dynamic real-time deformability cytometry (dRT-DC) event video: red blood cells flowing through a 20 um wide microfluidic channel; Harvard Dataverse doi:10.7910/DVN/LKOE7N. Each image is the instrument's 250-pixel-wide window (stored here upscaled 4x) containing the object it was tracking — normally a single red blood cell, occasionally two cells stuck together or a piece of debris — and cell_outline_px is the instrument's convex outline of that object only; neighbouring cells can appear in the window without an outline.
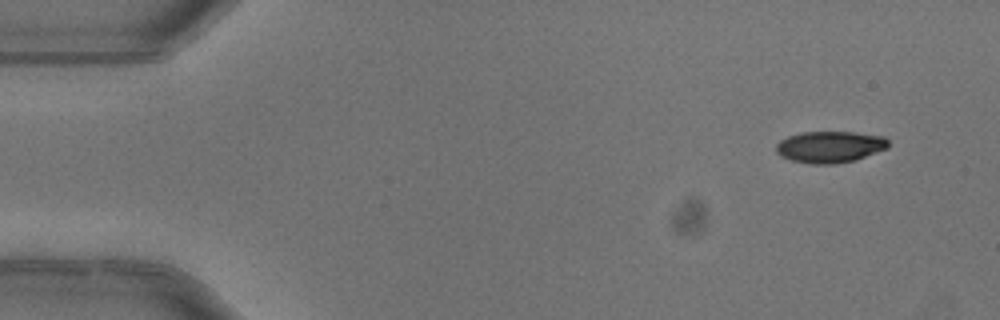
{"species": "common noctule bat (a hibernating species)", "species_latin": "Nyctalus noctula", "temperature_condition": "warm", "stored_images_in_passage": 4, "camera_frame_rate_fps": 3000, "um_per_image_px": 0.085, "animal": {"sex": "female"}, "frame": {"image": 1, "passage_image": 1, "time_ms": 0.0, "image_size_px": [1000, 320], "cell_outline_px": [[888, 148], [856, 160], [836, 164], [812, 164], [792, 160], [780, 156], [776, 152], [776, 144], [780, 140], [788, 136], [800, 132], [856, 132], [884, 136], [888, 140]], "centroid_in_image_um": [70.55, 12.48], "position_along_channel_um": 14.5, "area_um2": 20.81}}
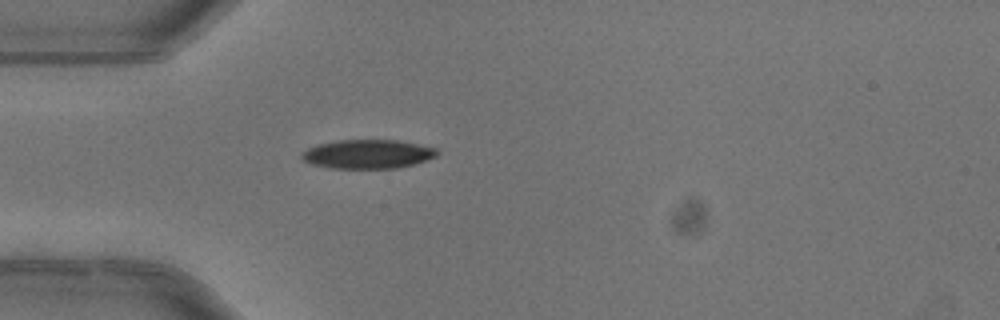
{"frame": {"image": 2, "passage_image": 4, "time_ms": 1.0, "image_size_px": [1000, 320], "cell_outline_px": [[440, 152], [436, 156], [412, 164], [396, 168], [328, 168], [312, 164], [304, 160], [300, 156], [300, 152], [316, 144], [340, 140], [396, 140], [436, 148]], "centroid_in_image_um": [31.2, 13.09], "position_along_channel_um": 53.8, "area_um2": 22.72}}